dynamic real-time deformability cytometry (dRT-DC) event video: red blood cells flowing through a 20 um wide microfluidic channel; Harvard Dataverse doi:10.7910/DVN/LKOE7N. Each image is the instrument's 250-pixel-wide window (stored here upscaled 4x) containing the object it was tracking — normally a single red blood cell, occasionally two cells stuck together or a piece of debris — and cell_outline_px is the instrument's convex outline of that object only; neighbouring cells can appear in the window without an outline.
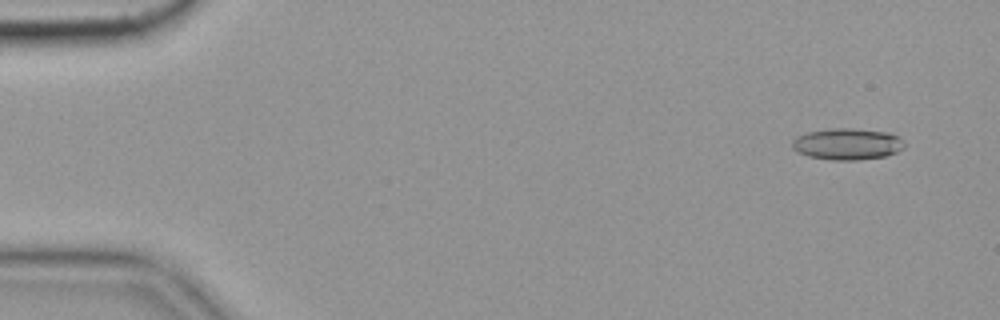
{"species": "common noctule bat (a hibernating species)", "species_latin": "Nyctalus noctula", "temperature_condition": "cold", "stored_images_in_passage": 57, "camera_frame_rate_fps": 3000, "um_per_image_px": 0.085, "animal": {"sex": "female", "body_mass_g": 19.9}, "frame": {"image": 1, "passage_image": 4, "time_ms": 1.0, "image_size_px": [1000, 320], "cell_outline_px": [[904, 148], [896, 152], [884, 156], [856, 160], [832, 160], [808, 156], [792, 148], [792, 140], [796, 136], [808, 132], [832, 128], [852, 128], [888, 132], [904, 140]], "centroid_in_image_um": [72.02, 12.23], "position_along_channel_um": 13.0, "area_um2": 20.52}}
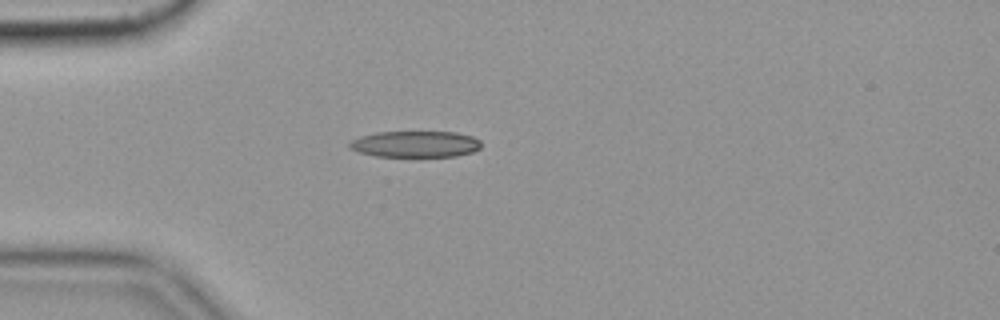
{"frame": {"image": 2, "passage_image": 16, "time_ms": 5.0, "image_size_px": [1000, 320], "cell_outline_px": [[480, 148], [472, 152], [456, 156], [376, 156], [360, 152], [352, 148], [348, 144], [352, 140], [360, 136], [376, 132], [456, 132], [472, 136], [480, 140]], "centroid_in_image_um": [35.33, 12.24], "position_along_channel_um": 49.7, "area_um2": 20.0}}
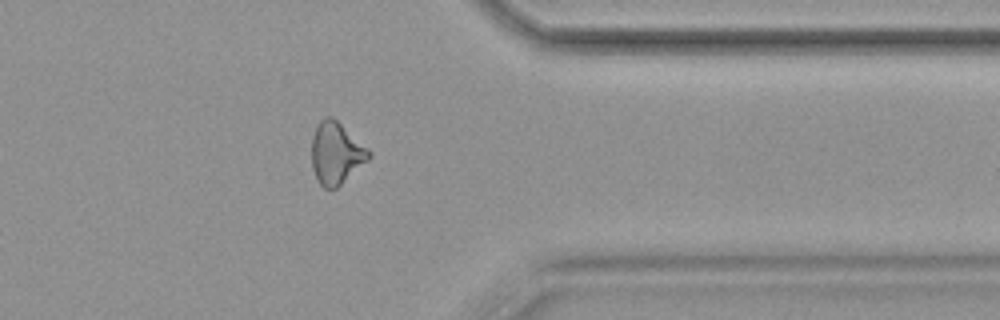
{"frame": {"image": 3, "passage_image": 46, "time_ms": 15.0, "image_size_px": [1000, 320], "cell_outline_px": [[372, 156], [368, 160], [336, 188], [324, 188], [316, 180], [312, 168], [312, 136], [316, 124], [324, 116], [332, 116], [368, 148], [372, 152]], "centroid_in_image_um": [28.55, 13.0], "position_along_channel_um": 382.8, "area_um2": 20.69}}